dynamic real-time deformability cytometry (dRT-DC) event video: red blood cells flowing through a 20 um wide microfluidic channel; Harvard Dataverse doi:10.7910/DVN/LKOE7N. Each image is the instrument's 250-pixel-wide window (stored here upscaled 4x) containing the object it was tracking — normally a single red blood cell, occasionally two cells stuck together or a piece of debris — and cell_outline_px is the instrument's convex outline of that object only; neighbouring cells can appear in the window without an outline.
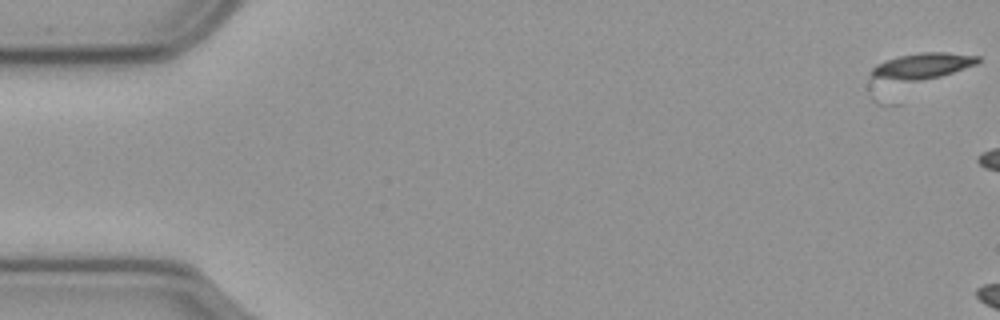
{"species": "common noctule bat (a hibernating species)", "species_latin": "Nyctalus noctula", "temperature_condition": "cold", "stored_images_in_passage": 5, "camera_frame_rate_fps": 3000, "um_per_image_px": 0.085, "animal": {"sex": "male", "body_mass_g": 23.1, "forearm_length_mm": 52.7}, "frame": {"image": 1, "passage_image": 5, "time_ms": 1.333, "image_size_px": [1000, 320], "cell_outline_px": [[980, 60], [976, 64], [940, 76], [920, 80], [872, 80], [872, 68], [876, 64], [900, 56], [920, 52], [944, 52], [980, 56]], "centroid_in_image_um": [78.38, 5.6], "position_along_channel_um": 6.6, "area_um2": 15.84}}